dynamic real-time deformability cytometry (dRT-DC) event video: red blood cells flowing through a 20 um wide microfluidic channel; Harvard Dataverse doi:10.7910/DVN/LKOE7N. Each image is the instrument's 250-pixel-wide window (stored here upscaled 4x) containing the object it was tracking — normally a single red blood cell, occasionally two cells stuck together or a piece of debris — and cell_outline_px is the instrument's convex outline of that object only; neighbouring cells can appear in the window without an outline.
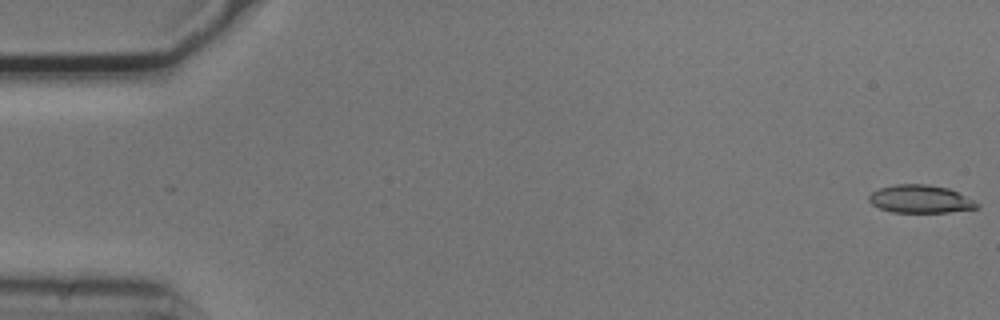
{"species": "common noctule bat (a hibernating species)", "species_latin": "Nyctalus noctula", "temperature_condition": "cold", "stored_images_in_passage": 54, "camera_frame_rate_fps": 3000, "um_per_image_px": 0.085, "animal": {"sex": "male", "body_mass_g": 20.5, "forearm_length_mm": 52.5}, "frame": {"image": 1, "passage_image": 1, "time_ms": 0.0, "image_size_px": [1000, 320], "cell_outline_px": [[980, 208], [948, 212], [892, 212], [880, 208], [872, 204], [868, 200], [868, 196], [872, 192], [880, 188], [896, 184], [924, 184], [948, 188], [980, 204]], "centroid_in_image_um": [78.21, 16.92], "position_along_channel_um": 6.8, "area_um2": 17.4}}
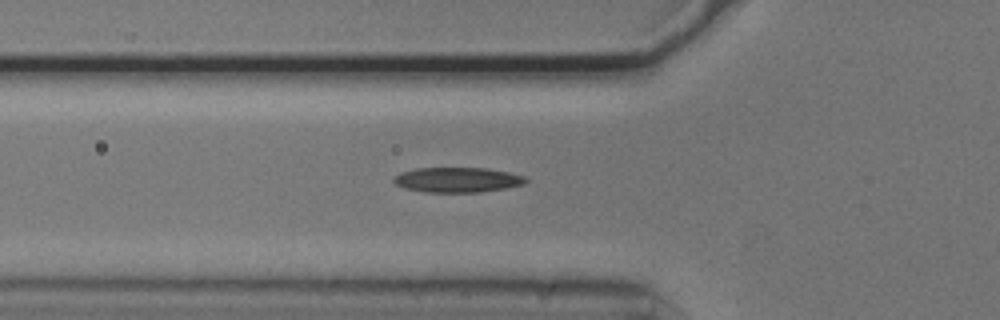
{"frame": {"image": 2, "passage_image": 19, "time_ms": 6.0, "image_size_px": [1000, 320], "cell_outline_px": [[528, 180], [524, 184], [504, 188], [480, 192], [428, 192], [408, 188], [396, 184], [392, 180], [392, 176], [400, 172], [416, 168], [488, 168], [508, 172], [524, 176]], "centroid_in_image_um": [38.87, 15.27], "position_along_channel_um": 86.9, "area_um2": 19.13}}
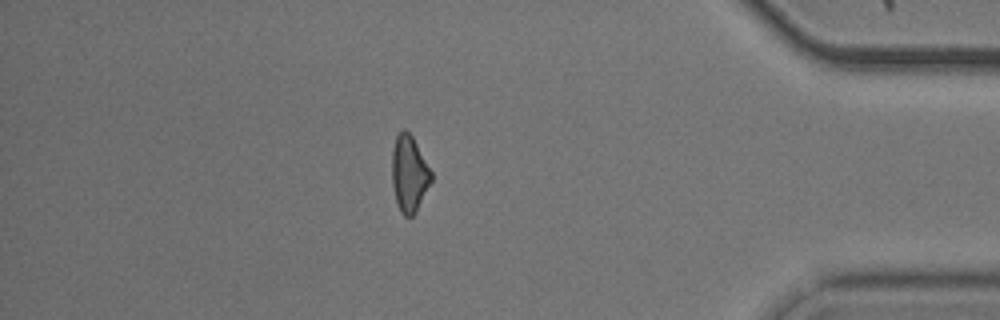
{"frame": {"image": 3, "passage_image": 47, "time_ms": 15.333, "image_size_px": [1000, 320], "cell_outline_px": [[432, 180], [416, 212], [412, 216], [404, 216], [400, 212], [396, 200], [392, 184], [392, 148], [396, 136], [404, 128], [412, 136], [432, 172]], "centroid_in_image_um": [34.77, 14.77], "position_along_channel_um": 400.4, "area_um2": 17.4}, "authors_computed_cell_mechanics": {"area_um2": 18.4382, "velocity_mm_per_s": 3.7473, "shape_relaxation_time_tau1_ms": 3.4178, "shape_relaxation_time_tau2_ms": 7.2413, "deformation_change_tau1": 0.1201, "deformation_change_tau2": 0.1971}}